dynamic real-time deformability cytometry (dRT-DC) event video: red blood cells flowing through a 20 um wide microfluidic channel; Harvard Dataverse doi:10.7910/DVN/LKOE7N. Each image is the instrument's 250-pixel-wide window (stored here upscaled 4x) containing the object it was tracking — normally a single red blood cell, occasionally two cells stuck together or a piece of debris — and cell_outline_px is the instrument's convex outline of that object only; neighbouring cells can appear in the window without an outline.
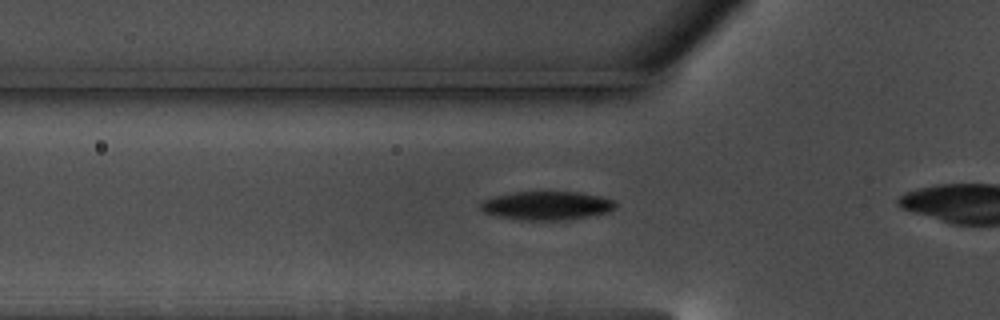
{"species": "common noctule bat (a hibernating species)", "species_latin": "Nyctalus noctula", "temperature_condition": "warm", "stored_images_in_passage": 19, "camera_frame_rate_fps": 3000, "um_per_image_px": 0.085, "animal": {"sex": "male", "body_mass_g": 17.5, "forearm_length_mm": 52.3}, "frame": {"image": 1, "passage_image": 6, "time_ms": 1.667, "image_size_px": [1000, 320], "cell_outline_px": [[616, 208], [608, 212], [560, 220], [528, 220], [500, 216], [484, 212], [480, 208], [480, 204], [484, 200], [496, 196], [516, 192], [576, 192], [600, 196], [612, 200], [616, 204]], "centroid_in_image_um": [46.48, 17.46], "position_along_channel_um": 79.3, "area_um2": 21.91}}
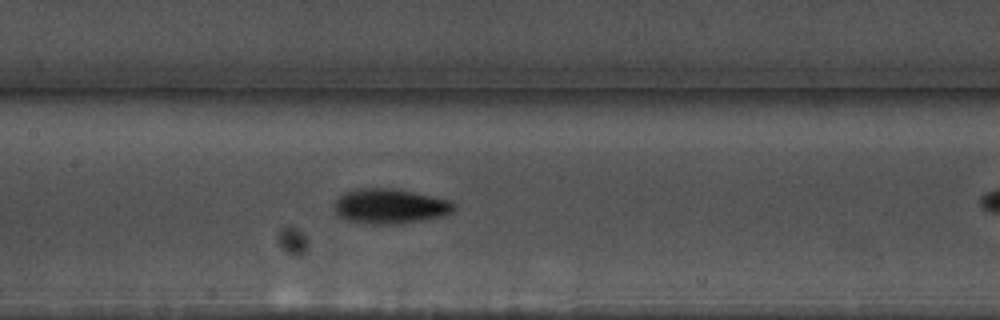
{"frame": {"image": 2, "passage_image": 14, "time_ms": 4.333, "image_size_px": [1000, 320], "cell_outline_px": [[456, 208], [452, 212], [444, 216], [396, 224], [364, 224], [348, 220], [340, 216], [336, 212], [336, 200], [340, 196], [348, 192], [360, 188], [396, 188], [432, 196], [448, 200]], "centroid_in_image_um": [33.17, 17.53], "position_along_channel_um": 174.2, "area_um2": 24.04}}
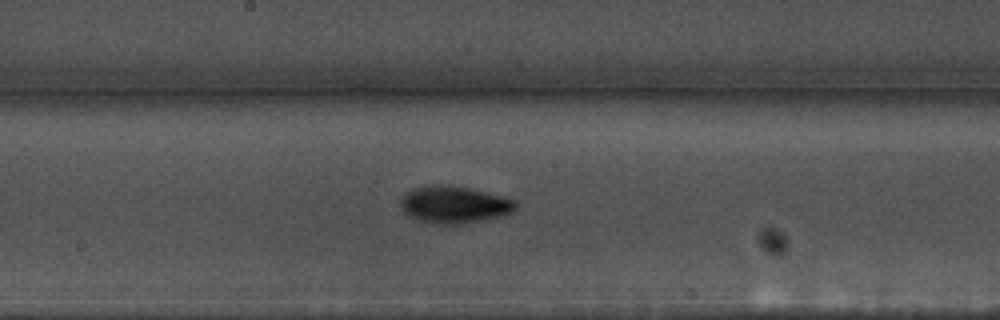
{"frame": {"image": 3, "passage_image": 17, "time_ms": 5.333, "image_size_px": [1000, 320], "cell_outline_px": [[516, 208], [512, 212], [496, 216], [456, 224], [440, 224], [420, 220], [404, 212], [400, 204], [400, 200], [404, 192], [412, 188], [440, 184], [448, 184], [468, 188], [516, 200]], "centroid_in_image_um": [38.55, 17.36], "position_along_channel_um": 209.7, "area_um2": 24.28}}